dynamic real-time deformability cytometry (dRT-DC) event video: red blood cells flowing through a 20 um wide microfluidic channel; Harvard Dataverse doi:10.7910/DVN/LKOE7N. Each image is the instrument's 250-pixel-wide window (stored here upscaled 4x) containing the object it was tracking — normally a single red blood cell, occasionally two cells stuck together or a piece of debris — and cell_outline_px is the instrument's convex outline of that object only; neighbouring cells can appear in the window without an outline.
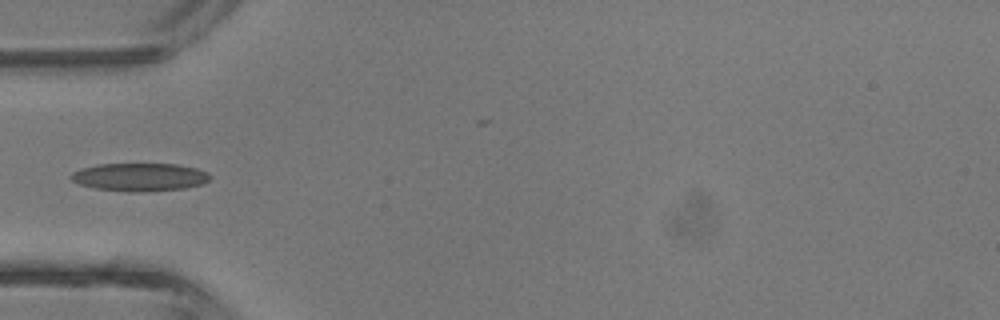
{"species": "common noctule bat (a hibernating species)", "species_latin": "Nyctalus noctula", "temperature_condition": "room temperature", "stored_images_in_passage": 5, "camera_frame_rate_fps": 3000, "um_per_image_px": 0.085, "animal": {"sex": "male", "body_mass_g": 13.3}, "frame": {"image": 1, "passage_image": 4, "time_ms": 4.333, "image_size_px": [1000, 320], "cell_outline_px": [[212, 176], [204, 184], [184, 188], [140, 192], [128, 192], [96, 188], [80, 184], [72, 180], [68, 176], [72, 172], [80, 168], [100, 164], [176, 164], [196, 168], [208, 172]], "centroid_in_image_um": [11.88, 15.05], "position_along_channel_um": 73.1, "area_um2": 22.77}}